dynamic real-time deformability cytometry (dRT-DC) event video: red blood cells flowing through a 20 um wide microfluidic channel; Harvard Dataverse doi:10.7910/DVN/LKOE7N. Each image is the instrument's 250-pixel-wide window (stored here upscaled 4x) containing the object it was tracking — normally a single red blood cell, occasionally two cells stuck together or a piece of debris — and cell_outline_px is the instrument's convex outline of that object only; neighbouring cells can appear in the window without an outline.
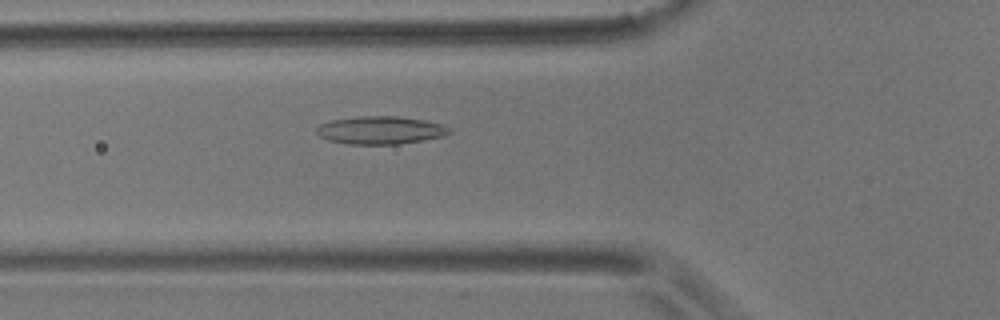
{"species": "common noctule bat (a hibernating species)", "species_latin": "Nyctalus noctula", "temperature_condition": "room temperature", "stored_images_in_passage": 46, "camera_frame_rate_fps": 3000, "um_per_image_px": 0.085, "animal": {"sex": "male", "body_mass_g": 17.9}, "frame": {"image": 1, "passage_image": 10, "time_ms": 3.0, "image_size_px": [1000, 320], "cell_outline_px": [[452, 132], [444, 136], [424, 140], [400, 144], [348, 144], [328, 140], [320, 136], [316, 132], [316, 128], [320, 124], [332, 120], [360, 116], [396, 116], [424, 120], [440, 124], [452, 128]], "centroid_in_image_um": [32.36, 11.07], "position_along_channel_um": 93.4, "area_um2": 21.62}}
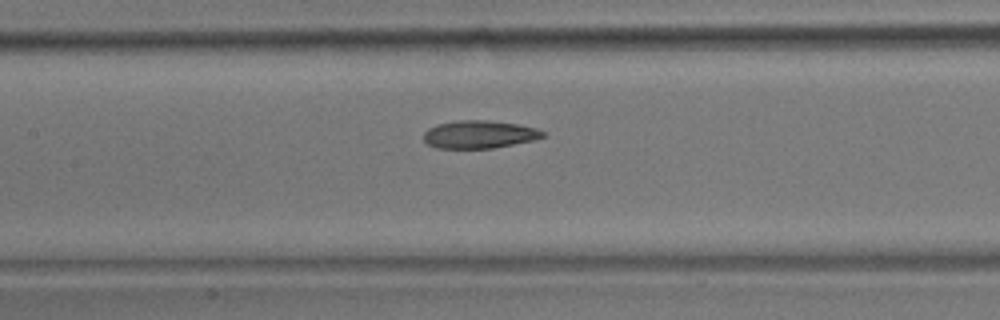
{"frame": {"image": 2, "passage_image": 16, "time_ms": 5.0, "image_size_px": [1000, 320], "cell_outline_px": [[544, 136], [536, 140], [492, 148], [436, 148], [428, 144], [424, 140], [424, 132], [428, 128], [436, 124], [456, 120], [484, 120], [516, 124], [536, 128], [544, 132]], "centroid_in_image_um": [40.71, 11.42], "position_along_channel_um": 166.7, "area_um2": 19.31}}
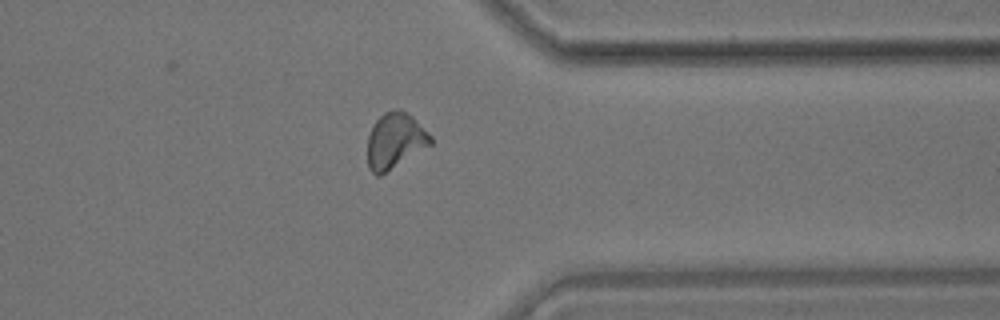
{"frame": {"image": 3, "passage_image": 34, "time_ms": 11.0, "image_size_px": [1000, 320], "cell_outline_px": [[432, 144], [380, 176], [376, 176], [368, 168], [368, 136], [372, 124], [384, 112], [396, 108], [400, 108], [412, 116], [432, 136]], "centroid_in_image_um": [33.57, 11.95], "position_along_channel_um": 377.8, "area_um2": 20.58}, "authors_computed_cell_mechanics": {"area_um2": 19.9699, "velocity_mm_per_s": 3.6257, "shape_relaxation_time_tau1_ms": null, "shape_relaxation_time_tau2_ms": 2.4069, "deformation_change_tau1": null, "deformation_change_tau2": 0.0848}}